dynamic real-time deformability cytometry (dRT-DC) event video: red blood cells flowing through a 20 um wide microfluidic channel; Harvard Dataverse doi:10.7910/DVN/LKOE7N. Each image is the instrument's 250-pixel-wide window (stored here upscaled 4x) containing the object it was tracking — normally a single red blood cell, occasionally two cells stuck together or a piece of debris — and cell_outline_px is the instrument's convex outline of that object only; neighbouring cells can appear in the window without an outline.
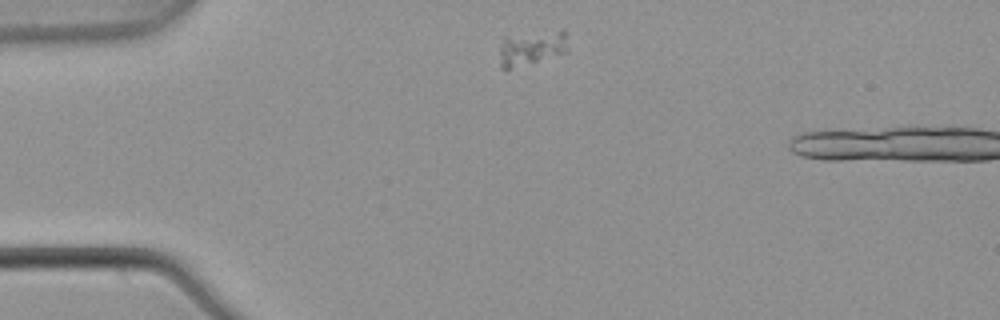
{"species": "common noctule bat (a hibernating species)", "species_latin": "Nyctalus noctula", "temperature_condition": "warm", "stored_images_in_passage": 2, "camera_frame_rate_fps": 3000, "um_per_image_px": 0.085, "animal": {"sex": "male", "body_mass_g": 21.5, "forearm_length_mm": 52.0}, "frame": {"image": 1, "passage_image": 1, "time_ms": 0.0, "image_size_px": [1000, 320], "cell_outline_px": [[564, 52], [504, 72], [500, 68], [500, 44], [504, 36], [564, 28]], "centroid_in_image_um": [45.06, 4.07], "position_along_channel_um": 39.9, "area_um2": 13.87}}